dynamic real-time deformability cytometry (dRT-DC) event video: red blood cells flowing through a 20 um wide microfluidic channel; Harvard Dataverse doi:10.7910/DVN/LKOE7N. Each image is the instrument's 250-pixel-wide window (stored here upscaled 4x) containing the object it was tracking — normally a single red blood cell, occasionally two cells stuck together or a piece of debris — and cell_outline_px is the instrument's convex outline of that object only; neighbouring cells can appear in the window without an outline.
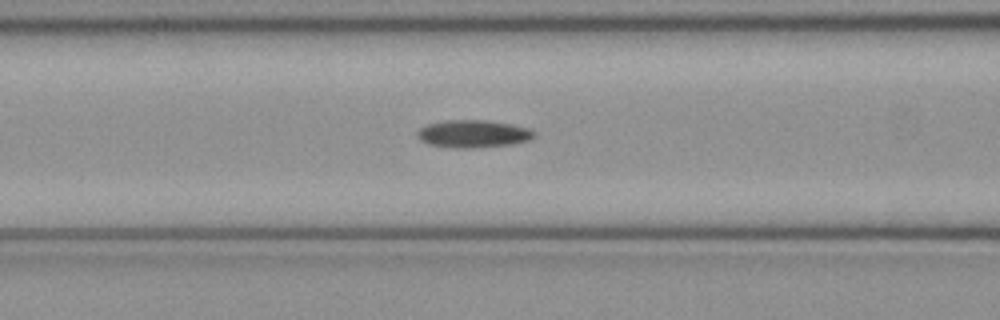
{"species": "common noctule bat (a hibernating species)", "species_latin": "Nyctalus noctula", "temperature_condition": "cold", "stored_images_in_passage": 50, "camera_frame_rate_fps": 3000, "um_per_image_px": 0.085, "animal": {"sex": "female", "body_mass_g": 21.9}, "frame": {"image": 1, "passage_image": 20, "time_ms": 6.333, "image_size_px": [1000, 320], "cell_outline_px": [[536, 136], [528, 140], [512, 144], [476, 148], [452, 148], [428, 144], [420, 140], [416, 136], [416, 132], [420, 128], [428, 124], [444, 120], [488, 120], [512, 124], [528, 128], [536, 132]], "centroid_in_image_um": [40.21, 11.37], "position_along_channel_um": 126.4, "area_um2": 19.02}}
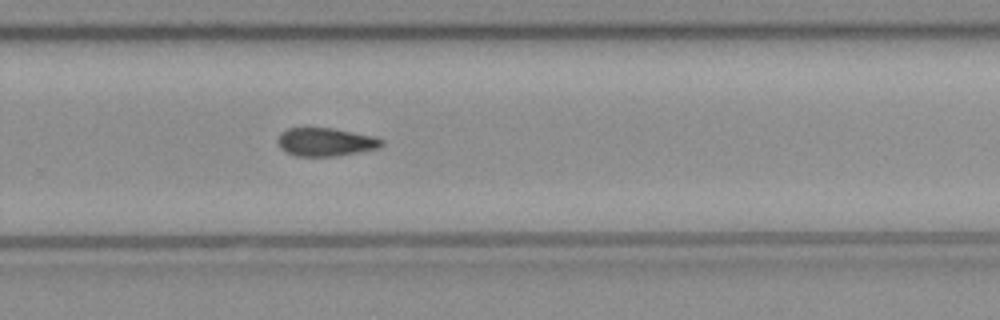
{"frame": {"image": 2, "passage_image": 33, "time_ms": 10.667, "image_size_px": [1000, 320], "cell_outline_px": [[384, 144], [380, 148], [336, 156], [296, 156], [284, 152], [280, 148], [276, 140], [280, 132], [288, 128], [332, 128], [372, 136], [384, 140]], "centroid_in_image_um": [27.64, 12.07], "position_along_channel_um": 302.2, "area_um2": 17.22}}
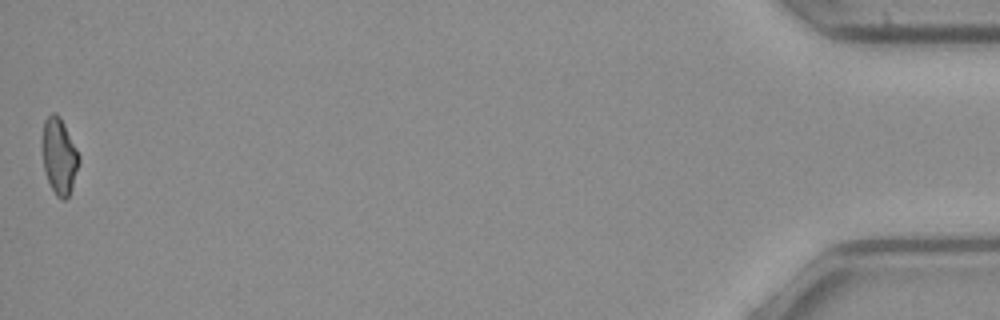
{"frame": {"image": 3, "passage_image": 50, "time_ms": 16.333, "image_size_px": [1000, 320], "cell_outline_px": [[80, 160], [72, 188], [68, 196], [64, 200], [56, 196], [44, 172], [40, 140], [44, 120], [52, 112], [56, 112], [60, 116], [80, 156]], "centroid_in_image_um": [5.0, 13.24], "position_along_channel_um": 430.2, "area_um2": 16.59}, "authors_computed_cell_mechanics": {"area_um2": 17.6001, "velocity_mm_per_s": 4.0616, "shape_relaxation_time_tau1_ms": 7.3216, "shape_relaxation_time_tau2_ms": null, "deformation_change_tau1": 0.1466, "deformation_change_tau2": null}}